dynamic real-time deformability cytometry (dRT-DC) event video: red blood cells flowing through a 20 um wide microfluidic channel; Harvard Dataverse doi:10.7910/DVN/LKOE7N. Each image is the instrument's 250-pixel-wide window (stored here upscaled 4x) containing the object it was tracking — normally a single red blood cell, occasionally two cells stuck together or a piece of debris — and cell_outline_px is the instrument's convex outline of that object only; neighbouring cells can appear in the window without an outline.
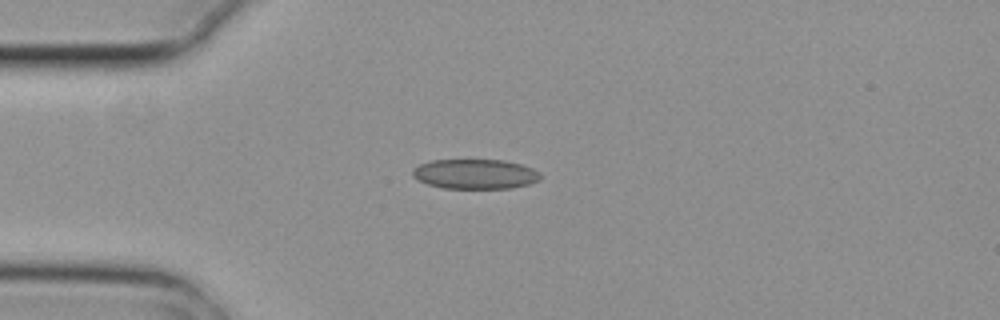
{"species": "common noctule bat (a hibernating species)", "species_latin": "Nyctalus noctula", "temperature_condition": "cold", "stored_images_in_passage": 6, "camera_frame_rate_fps": 3000, "um_per_image_px": 0.085, "animal": {"sex": "female", "body_mass_g": 29.2, "forearm_length_mm": 56.3}, "frame": {"image": 1, "passage_image": 3, "time_ms": 0.667, "image_size_px": [1000, 320], "cell_outline_px": [[544, 176], [540, 180], [528, 184], [512, 188], [444, 188], [428, 184], [412, 176], [412, 168], [420, 164], [432, 160], [504, 160], [520, 164], [532, 168], [540, 172]], "centroid_in_image_um": [40.42, 14.79], "position_along_channel_um": 44.6, "area_um2": 22.25}}
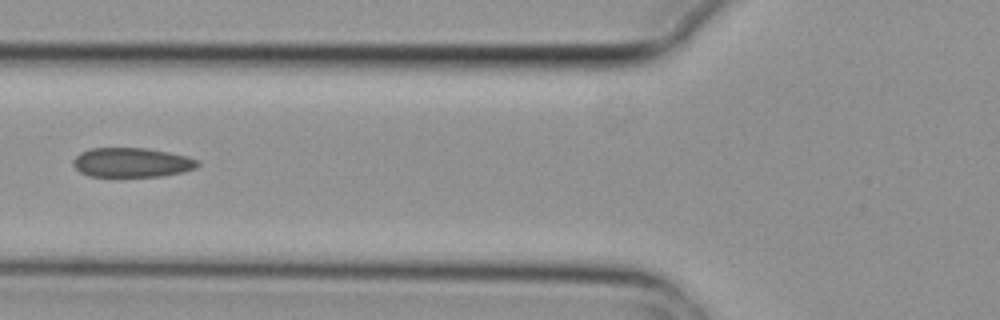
{"frame": {"image": 2, "passage_image": 5, "time_ms": 1.333, "image_size_px": [1000, 320], "cell_outline_px": [[200, 164], [196, 168], [164, 176], [88, 176], [80, 172], [72, 164], [72, 160], [80, 152], [92, 148], [148, 148], [188, 156], [196, 160]], "centroid_in_image_um": [11.18, 13.8], "position_along_channel_um": 114.6, "area_um2": 21.33}}
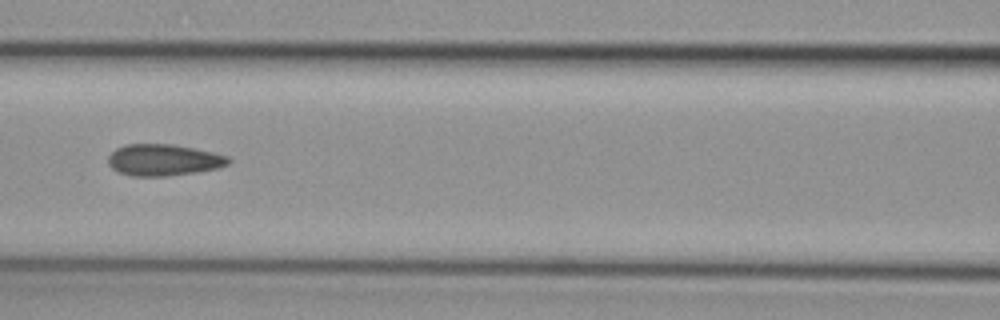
{"frame": {"image": 3, "passage_image": 6, "time_ms": 1.667, "image_size_px": [1000, 320], "cell_outline_px": [[232, 160], [228, 164], [216, 168], [196, 172], [168, 176], [132, 176], [116, 172], [108, 164], [108, 156], [116, 148], [124, 144], [172, 144], [212, 152], [228, 156]], "centroid_in_image_um": [13.86, 13.6], "position_along_channel_um": 152.7, "area_um2": 22.14}}